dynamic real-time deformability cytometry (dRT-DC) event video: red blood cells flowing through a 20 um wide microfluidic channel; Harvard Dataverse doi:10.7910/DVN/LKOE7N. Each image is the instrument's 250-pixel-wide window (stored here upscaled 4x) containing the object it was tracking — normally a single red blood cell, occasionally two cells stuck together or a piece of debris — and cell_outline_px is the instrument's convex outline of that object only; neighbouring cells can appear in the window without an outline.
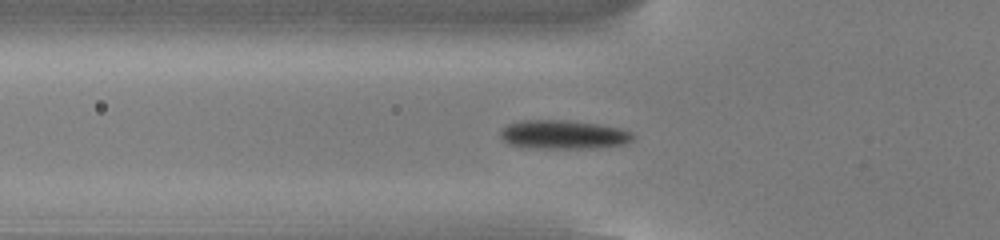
{"species": "common noctule bat (a hibernating species)", "species_latin": "Nyctalus noctula", "temperature_condition": "cold", "stored_images_in_passage": 53, "camera_frame_rate_fps": 3000, "um_per_image_px": 0.085, "animal": {"sex": "male", "body_mass_g": 13.0, "forearm_length_mm": 53.1}, "frame": {"image": 1, "passage_image": 18, "time_ms": 5.667, "image_size_px": [1000, 240], "cell_outline_px": [[636, 136], [632, 140], [624, 144], [600, 148], [536, 148], [508, 144], [500, 136], [500, 128], [508, 124], [524, 120], [568, 120], [600, 124], [620, 128]], "centroid_in_image_um": [47.89, 11.44], "position_along_channel_um": 77.9, "area_um2": 22.37}}
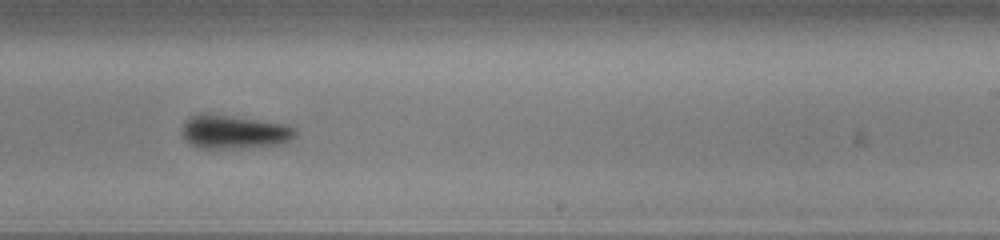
{"frame": {"image": 2, "passage_image": 33, "time_ms": 10.667, "image_size_px": [1000, 240], "cell_outline_px": [[296, 136], [292, 140], [284, 144], [240, 148], [200, 148], [192, 144], [184, 136], [184, 124], [188, 116], [200, 112], [208, 112], [288, 124], [296, 128]], "centroid_in_image_um": [19.96, 11.18], "position_along_channel_um": 269.0, "area_um2": 22.6}}
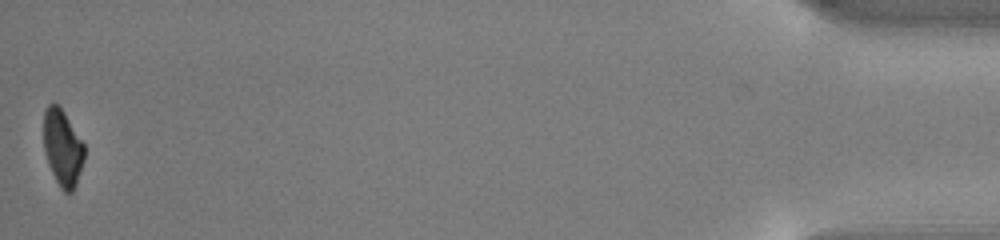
{"frame": {"image": 3, "passage_image": 53, "time_ms": 17.333, "image_size_px": [1000, 240], "cell_outline_px": [[84, 160], [76, 184], [72, 192], [64, 192], [60, 188], [52, 172], [44, 152], [44, 108], [48, 104], [56, 104], [64, 112], [84, 144]], "centroid_in_image_um": [5.31, 12.56], "position_along_channel_um": 429.9, "area_um2": 17.92}, "authors_computed_cell_mechanics": {"area_um2": 20.23, "velocity_mm_per_s": 3.8212, "shape_relaxation_time_tau1_ms": 3.4429, "shape_relaxation_time_tau2_ms": null, "deformation_change_tau1": 0.1308, "deformation_change_tau2": null}}